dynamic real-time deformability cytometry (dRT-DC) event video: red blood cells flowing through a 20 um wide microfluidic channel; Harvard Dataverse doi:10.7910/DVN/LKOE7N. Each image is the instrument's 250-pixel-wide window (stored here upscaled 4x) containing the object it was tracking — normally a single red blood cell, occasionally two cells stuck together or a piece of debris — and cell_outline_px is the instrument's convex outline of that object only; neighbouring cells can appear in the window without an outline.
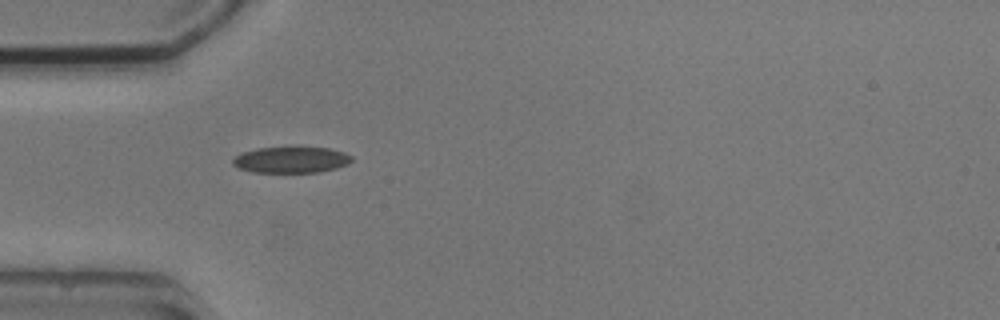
{"species": "common noctule bat (a hibernating species)", "species_latin": "Nyctalus noctula", "temperature_condition": "cold", "stored_images_in_passage": 2, "camera_frame_rate_fps": 3000, "um_per_image_px": 0.085, "animal": {"sex": "male", "body_mass_g": 20.5, "forearm_length_mm": 52.5}, "frame": {"image": 1, "passage_image": 1, "time_ms": 0.0, "image_size_px": [1000, 320], "cell_outline_px": [[352, 160], [348, 164], [336, 168], [320, 172], [252, 172], [240, 168], [232, 164], [232, 160], [236, 156], [244, 152], [256, 148], [300, 144], [328, 148], [344, 152], [352, 156]], "centroid_in_image_um": [24.78, 13.53], "position_along_channel_um": 60.2, "area_um2": 18.9}}